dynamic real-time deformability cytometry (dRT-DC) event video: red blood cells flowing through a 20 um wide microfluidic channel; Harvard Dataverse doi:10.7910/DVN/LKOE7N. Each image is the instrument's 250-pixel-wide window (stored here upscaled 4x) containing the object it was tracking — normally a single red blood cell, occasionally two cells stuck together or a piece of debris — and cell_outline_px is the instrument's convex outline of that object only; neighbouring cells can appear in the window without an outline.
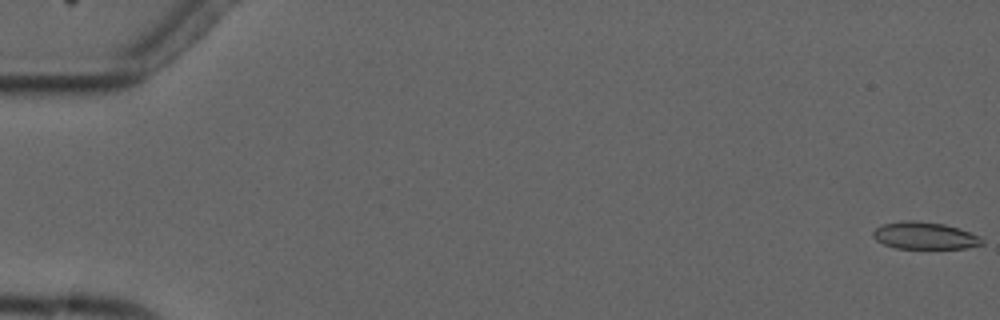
{"species": "common noctule bat (a hibernating species)", "species_latin": "Nyctalus noctula", "temperature_condition": "cold", "stored_images_in_passage": 5, "camera_frame_rate_fps": 3000, "um_per_image_px": 0.085, "animal": {"sex": "male", "forearm_length_mm": 52.5}, "frame": {"image": 1, "passage_image": 1, "time_ms": 0.0, "image_size_px": [1000, 320], "cell_outline_px": [[984, 244], [964, 248], [896, 248], [884, 244], [876, 240], [872, 236], [872, 232], [876, 228], [884, 224], [904, 220], [920, 220], [944, 224], [960, 228], [980, 236], [984, 240]], "centroid_in_image_um": [78.61, 20.02], "position_along_channel_um": 6.4, "area_um2": 17.34}}